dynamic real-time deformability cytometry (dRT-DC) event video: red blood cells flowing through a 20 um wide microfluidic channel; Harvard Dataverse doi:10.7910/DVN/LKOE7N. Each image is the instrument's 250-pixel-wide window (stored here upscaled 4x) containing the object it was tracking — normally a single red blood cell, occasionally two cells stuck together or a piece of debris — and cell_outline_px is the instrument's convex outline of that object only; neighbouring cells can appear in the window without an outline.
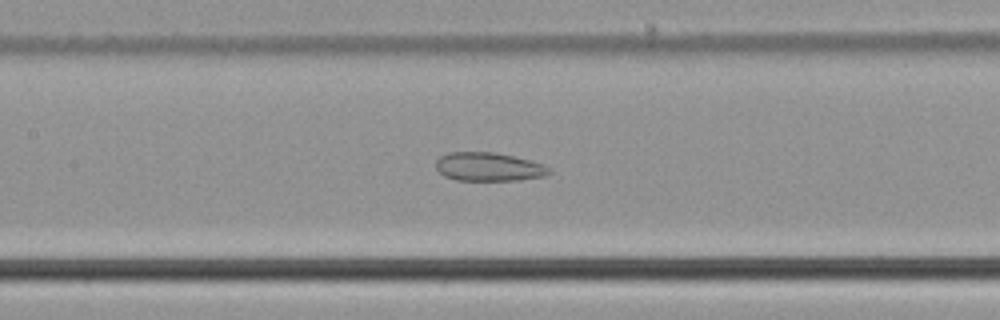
{"species": "common noctule bat (a hibernating species)", "species_latin": "Nyctalus noctula", "temperature_condition": "cold", "stored_images_in_passage": 45, "camera_frame_rate_fps": 3000, "um_per_image_px": 0.085, "animal": {"sex": "male", "body_mass_g": 21.5, "forearm_length_mm": 52.0}, "frame": {"image": 1, "passage_image": 21, "time_ms": 6.667, "image_size_px": [1000, 320], "cell_outline_px": [[552, 172], [544, 176], [520, 180], [456, 180], [444, 176], [436, 168], [436, 160], [440, 156], [448, 152], [496, 152], [532, 160], [544, 164]], "centroid_in_image_um": [41.54, 14.17], "position_along_channel_um": 165.9, "area_um2": 19.02}}
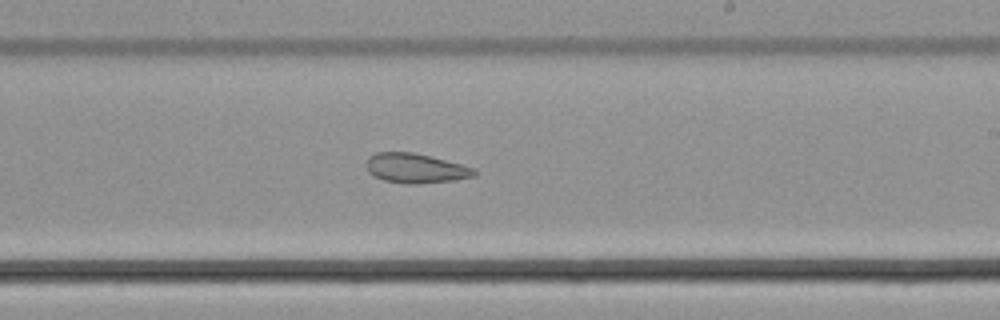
{"frame": {"image": 2, "passage_image": 28, "time_ms": 9.0, "image_size_px": [1000, 320], "cell_outline_px": [[476, 176], [452, 180], [420, 184], [408, 184], [384, 180], [368, 172], [368, 160], [376, 152], [412, 152], [476, 168]], "centroid_in_image_um": [35.36, 14.31], "position_along_channel_um": 253.6, "area_um2": 18.26}}
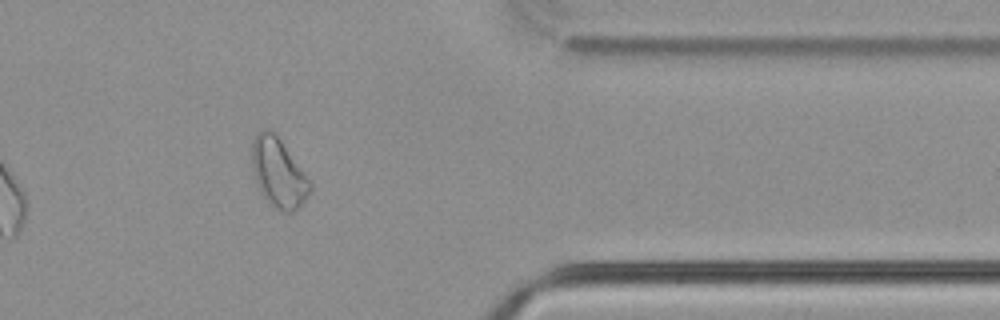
{"frame": {"image": 3, "passage_image": 40, "time_ms": 13.0, "image_size_px": [1000, 320], "cell_outline_px": [[312, 192], [292, 212], [284, 212], [268, 204], [260, 192], [252, 168], [252, 140], [256, 132], [260, 128], [268, 128], [280, 140], [312, 184]], "centroid_in_image_um": [23.63, 14.69], "position_along_channel_um": 387.8, "area_um2": 23.18}, "authors_computed_cell_mechanics": {"area_um2": 22.4264, "velocity_mm_per_s": 3.7761, "shape_relaxation_time_tau1_ms": null, "shape_relaxation_time_tau2_ms": 3.4898, "deformation_change_tau1": null, "deformation_change_tau2": 0.0876}}